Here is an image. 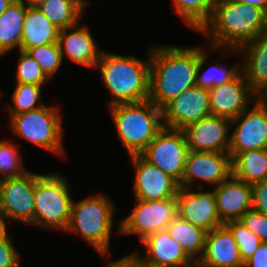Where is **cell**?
Here are the masks:
<instances>
[{
	"instance_id": "6da1fadb",
	"label": "cell",
	"mask_w": 267,
	"mask_h": 267,
	"mask_svg": "<svg viewBox=\"0 0 267 267\" xmlns=\"http://www.w3.org/2000/svg\"><path fill=\"white\" fill-rule=\"evenodd\" d=\"M198 62V46H152L149 100L162 109L186 89L195 86Z\"/></svg>"
},
{
	"instance_id": "7a4b0ae2",
	"label": "cell",
	"mask_w": 267,
	"mask_h": 267,
	"mask_svg": "<svg viewBox=\"0 0 267 267\" xmlns=\"http://www.w3.org/2000/svg\"><path fill=\"white\" fill-rule=\"evenodd\" d=\"M267 30V13L238 0H216L210 20L199 32L209 37V48L236 52Z\"/></svg>"
},
{
	"instance_id": "3957f363",
	"label": "cell",
	"mask_w": 267,
	"mask_h": 267,
	"mask_svg": "<svg viewBox=\"0 0 267 267\" xmlns=\"http://www.w3.org/2000/svg\"><path fill=\"white\" fill-rule=\"evenodd\" d=\"M147 60L133 55L102 51L95 68L100 69L103 83L112 94L108 107L149 99L150 50Z\"/></svg>"
},
{
	"instance_id": "277c9868",
	"label": "cell",
	"mask_w": 267,
	"mask_h": 267,
	"mask_svg": "<svg viewBox=\"0 0 267 267\" xmlns=\"http://www.w3.org/2000/svg\"><path fill=\"white\" fill-rule=\"evenodd\" d=\"M108 108L119 140L129 156L140 155L164 127L162 109L149 99Z\"/></svg>"
},
{
	"instance_id": "5b68a950",
	"label": "cell",
	"mask_w": 267,
	"mask_h": 267,
	"mask_svg": "<svg viewBox=\"0 0 267 267\" xmlns=\"http://www.w3.org/2000/svg\"><path fill=\"white\" fill-rule=\"evenodd\" d=\"M114 212L112 201L101 193L76 202L72 200L70 220L65 231L79 233L103 257L110 250Z\"/></svg>"
},
{
	"instance_id": "8992f818",
	"label": "cell",
	"mask_w": 267,
	"mask_h": 267,
	"mask_svg": "<svg viewBox=\"0 0 267 267\" xmlns=\"http://www.w3.org/2000/svg\"><path fill=\"white\" fill-rule=\"evenodd\" d=\"M70 185L58 173L43 174L35 184V226L65 231L70 220Z\"/></svg>"
},
{
	"instance_id": "52a82bcc",
	"label": "cell",
	"mask_w": 267,
	"mask_h": 267,
	"mask_svg": "<svg viewBox=\"0 0 267 267\" xmlns=\"http://www.w3.org/2000/svg\"><path fill=\"white\" fill-rule=\"evenodd\" d=\"M11 131L33 145L64 155L61 113L57 107L42 106L9 118Z\"/></svg>"
},
{
	"instance_id": "ba28073f",
	"label": "cell",
	"mask_w": 267,
	"mask_h": 267,
	"mask_svg": "<svg viewBox=\"0 0 267 267\" xmlns=\"http://www.w3.org/2000/svg\"><path fill=\"white\" fill-rule=\"evenodd\" d=\"M42 175L28 171L0 181V215L5 226L9 220L35 225V184Z\"/></svg>"
},
{
	"instance_id": "9c48e42d",
	"label": "cell",
	"mask_w": 267,
	"mask_h": 267,
	"mask_svg": "<svg viewBox=\"0 0 267 267\" xmlns=\"http://www.w3.org/2000/svg\"><path fill=\"white\" fill-rule=\"evenodd\" d=\"M132 212L120 221L116 233L135 234L143 240L149 234L166 230L178 215L177 199L136 200Z\"/></svg>"
},
{
	"instance_id": "30bf717a",
	"label": "cell",
	"mask_w": 267,
	"mask_h": 267,
	"mask_svg": "<svg viewBox=\"0 0 267 267\" xmlns=\"http://www.w3.org/2000/svg\"><path fill=\"white\" fill-rule=\"evenodd\" d=\"M188 151L182 130L163 127L140 155L181 184Z\"/></svg>"
},
{
	"instance_id": "8fae6325",
	"label": "cell",
	"mask_w": 267,
	"mask_h": 267,
	"mask_svg": "<svg viewBox=\"0 0 267 267\" xmlns=\"http://www.w3.org/2000/svg\"><path fill=\"white\" fill-rule=\"evenodd\" d=\"M248 108L238 117L231 120L236 126L230 134L229 155L233 159L237 154L252 149H267V100H253Z\"/></svg>"
},
{
	"instance_id": "7c38bea8",
	"label": "cell",
	"mask_w": 267,
	"mask_h": 267,
	"mask_svg": "<svg viewBox=\"0 0 267 267\" xmlns=\"http://www.w3.org/2000/svg\"><path fill=\"white\" fill-rule=\"evenodd\" d=\"M211 115L209 89L192 86L162 108L163 126L181 130Z\"/></svg>"
},
{
	"instance_id": "4fadbf2b",
	"label": "cell",
	"mask_w": 267,
	"mask_h": 267,
	"mask_svg": "<svg viewBox=\"0 0 267 267\" xmlns=\"http://www.w3.org/2000/svg\"><path fill=\"white\" fill-rule=\"evenodd\" d=\"M231 119L207 116L182 128L189 151L228 153Z\"/></svg>"
},
{
	"instance_id": "5bb4252c",
	"label": "cell",
	"mask_w": 267,
	"mask_h": 267,
	"mask_svg": "<svg viewBox=\"0 0 267 267\" xmlns=\"http://www.w3.org/2000/svg\"><path fill=\"white\" fill-rule=\"evenodd\" d=\"M231 175L232 158L229 153L188 151L180 187L193 189L196 179L217 186Z\"/></svg>"
},
{
	"instance_id": "9a60e30c",
	"label": "cell",
	"mask_w": 267,
	"mask_h": 267,
	"mask_svg": "<svg viewBox=\"0 0 267 267\" xmlns=\"http://www.w3.org/2000/svg\"><path fill=\"white\" fill-rule=\"evenodd\" d=\"M135 169V200H161L176 198L180 184L171 176L150 164L141 155H131Z\"/></svg>"
},
{
	"instance_id": "2e32d148",
	"label": "cell",
	"mask_w": 267,
	"mask_h": 267,
	"mask_svg": "<svg viewBox=\"0 0 267 267\" xmlns=\"http://www.w3.org/2000/svg\"><path fill=\"white\" fill-rule=\"evenodd\" d=\"M203 185H197L199 191L179 188L177 194L178 216L206 232L223 225L218 215L215 195L212 191H200Z\"/></svg>"
},
{
	"instance_id": "e0dca14e",
	"label": "cell",
	"mask_w": 267,
	"mask_h": 267,
	"mask_svg": "<svg viewBox=\"0 0 267 267\" xmlns=\"http://www.w3.org/2000/svg\"><path fill=\"white\" fill-rule=\"evenodd\" d=\"M258 98L241 71L233 80L209 89L211 115L232 120L248 109L249 102Z\"/></svg>"
},
{
	"instance_id": "ac0fdd59",
	"label": "cell",
	"mask_w": 267,
	"mask_h": 267,
	"mask_svg": "<svg viewBox=\"0 0 267 267\" xmlns=\"http://www.w3.org/2000/svg\"><path fill=\"white\" fill-rule=\"evenodd\" d=\"M140 243L147 249L146 255L142 257L137 251L132 253L148 267H196L167 230L149 234Z\"/></svg>"
},
{
	"instance_id": "d6986e66",
	"label": "cell",
	"mask_w": 267,
	"mask_h": 267,
	"mask_svg": "<svg viewBox=\"0 0 267 267\" xmlns=\"http://www.w3.org/2000/svg\"><path fill=\"white\" fill-rule=\"evenodd\" d=\"M196 267H244L238 245L225 224L206 233L204 252Z\"/></svg>"
},
{
	"instance_id": "ffe728a7",
	"label": "cell",
	"mask_w": 267,
	"mask_h": 267,
	"mask_svg": "<svg viewBox=\"0 0 267 267\" xmlns=\"http://www.w3.org/2000/svg\"><path fill=\"white\" fill-rule=\"evenodd\" d=\"M214 187L217 211L223 224L239 220L248 210L252 209L251 184L231 175L227 180Z\"/></svg>"
},
{
	"instance_id": "44dd1931",
	"label": "cell",
	"mask_w": 267,
	"mask_h": 267,
	"mask_svg": "<svg viewBox=\"0 0 267 267\" xmlns=\"http://www.w3.org/2000/svg\"><path fill=\"white\" fill-rule=\"evenodd\" d=\"M58 44L62 58L67 55L72 62L88 68L96 67L103 51L96 46L89 28L80 26V22L60 30Z\"/></svg>"
},
{
	"instance_id": "7402d4cb",
	"label": "cell",
	"mask_w": 267,
	"mask_h": 267,
	"mask_svg": "<svg viewBox=\"0 0 267 267\" xmlns=\"http://www.w3.org/2000/svg\"><path fill=\"white\" fill-rule=\"evenodd\" d=\"M243 53L241 71L251 90L259 97L267 96V30L238 49Z\"/></svg>"
},
{
	"instance_id": "603a6c76",
	"label": "cell",
	"mask_w": 267,
	"mask_h": 267,
	"mask_svg": "<svg viewBox=\"0 0 267 267\" xmlns=\"http://www.w3.org/2000/svg\"><path fill=\"white\" fill-rule=\"evenodd\" d=\"M57 28L38 8H27L23 21L20 50L58 42Z\"/></svg>"
},
{
	"instance_id": "cb8c5ba5",
	"label": "cell",
	"mask_w": 267,
	"mask_h": 267,
	"mask_svg": "<svg viewBox=\"0 0 267 267\" xmlns=\"http://www.w3.org/2000/svg\"><path fill=\"white\" fill-rule=\"evenodd\" d=\"M26 10V6L18 0H14L0 15V57L15 48L20 50Z\"/></svg>"
},
{
	"instance_id": "d4e9b609",
	"label": "cell",
	"mask_w": 267,
	"mask_h": 267,
	"mask_svg": "<svg viewBox=\"0 0 267 267\" xmlns=\"http://www.w3.org/2000/svg\"><path fill=\"white\" fill-rule=\"evenodd\" d=\"M232 175L248 184L267 180V149H252L232 159Z\"/></svg>"
},
{
	"instance_id": "484cf974",
	"label": "cell",
	"mask_w": 267,
	"mask_h": 267,
	"mask_svg": "<svg viewBox=\"0 0 267 267\" xmlns=\"http://www.w3.org/2000/svg\"><path fill=\"white\" fill-rule=\"evenodd\" d=\"M166 230L176 242L181 244L186 254L197 263L204 252L207 232L201 227L181 219L178 215L167 226Z\"/></svg>"
},
{
	"instance_id": "4316f807",
	"label": "cell",
	"mask_w": 267,
	"mask_h": 267,
	"mask_svg": "<svg viewBox=\"0 0 267 267\" xmlns=\"http://www.w3.org/2000/svg\"><path fill=\"white\" fill-rule=\"evenodd\" d=\"M87 0H47L38 9L60 30L80 22Z\"/></svg>"
},
{
	"instance_id": "83f0119b",
	"label": "cell",
	"mask_w": 267,
	"mask_h": 267,
	"mask_svg": "<svg viewBox=\"0 0 267 267\" xmlns=\"http://www.w3.org/2000/svg\"><path fill=\"white\" fill-rule=\"evenodd\" d=\"M216 0H173L175 12L188 27L199 32L210 20Z\"/></svg>"
},
{
	"instance_id": "f1b7e54d",
	"label": "cell",
	"mask_w": 267,
	"mask_h": 267,
	"mask_svg": "<svg viewBox=\"0 0 267 267\" xmlns=\"http://www.w3.org/2000/svg\"><path fill=\"white\" fill-rule=\"evenodd\" d=\"M205 49L206 48L199 47V62L196 72V85L198 87L210 89L213 86L221 85L233 80L241 72V62L231 68L228 67V69L221 63L212 64L207 70L201 71L208 54Z\"/></svg>"
},
{
	"instance_id": "f546056e",
	"label": "cell",
	"mask_w": 267,
	"mask_h": 267,
	"mask_svg": "<svg viewBox=\"0 0 267 267\" xmlns=\"http://www.w3.org/2000/svg\"><path fill=\"white\" fill-rule=\"evenodd\" d=\"M16 85L12 94L13 105L5 102L9 108V118L13 115L29 112L45 105L43 100H40L43 85L28 83H16Z\"/></svg>"
},
{
	"instance_id": "4dcf8cb0",
	"label": "cell",
	"mask_w": 267,
	"mask_h": 267,
	"mask_svg": "<svg viewBox=\"0 0 267 267\" xmlns=\"http://www.w3.org/2000/svg\"><path fill=\"white\" fill-rule=\"evenodd\" d=\"M6 139L0 140V180L5 178L19 177L28 170L24 169V162L18 146Z\"/></svg>"
},
{
	"instance_id": "1f68e13d",
	"label": "cell",
	"mask_w": 267,
	"mask_h": 267,
	"mask_svg": "<svg viewBox=\"0 0 267 267\" xmlns=\"http://www.w3.org/2000/svg\"><path fill=\"white\" fill-rule=\"evenodd\" d=\"M26 52L41 66L49 80L57 73L63 62L58 42L29 48Z\"/></svg>"
},
{
	"instance_id": "d6a6232c",
	"label": "cell",
	"mask_w": 267,
	"mask_h": 267,
	"mask_svg": "<svg viewBox=\"0 0 267 267\" xmlns=\"http://www.w3.org/2000/svg\"><path fill=\"white\" fill-rule=\"evenodd\" d=\"M19 54L14 83L44 85L49 78L44 74L41 66L26 51L19 50Z\"/></svg>"
},
{
	"instance_id": "836d02e7",
	"label": "cell",
	"mask_w": 267,
	"mask_h": 267,
	"mask_svg": "<svg viewBox=\"0 0 267 267\" xmlns=\"http://www.w3.org/2000/svg\"><path fill=\"white\" fill-rule=\"evenodd\" d=\"M225 225L232 232L244 263L254 254L262 241L239 220L228 221Z\"/></svg>"
},
{
	"instance_id": "e575fe53",
	"label": "cell",
	"mask_w": 267,
	"mask_h": 267,
	"mask_svg": "<svg viewBox=\"0 0 267 267\" xmlns=\"http://www.w3.org/2000/svg\"><path fill=\"white\" fill-rule=\"evenodd\" d=\"M239 221L262 242L267 243V216L254 209H250L239 219Z\"/></svg>"
},
{
	"instance_id": "d590c367",
	"label": "cell",
	"mask_w": 267,
	"mask_h": 267,
	"mask_svg": "<svg viewBox=\"0 0 267 267\" xmlns=\"http://www.w3.org/2000/svg\"><path fill=\"white\" fill-rule=\"evenodd\" d=\"M7 228L0 233V267H20L19 254L13 245Z\"/></svg>"
},
{
	"instance_id": "8d00e7d4",
	"label": "cell",
	"mask_w": 267,
	"mask_h": 267,
	"mask_svg": "<svg viewBox=\"0 0 267 267\" xmlns=\"http://www.w3.org/2000/svg\"><path fill=\"white\" fill-rule=\"evenodd\" d=\"M252 209L267 216V180L251 185Z\"/></svg>"
},
{
	"instance_id": "74e56055",
	"label": "cell",
	"mask_w": 267,
	"mask_h": 267,
	"mask_svg": "<svg viewBox=\"0 0 267 267\" xmlns=\"http://www.w3.org/2000/svg\"><path fill=\"white\" fill-rule=\"evenodd\" d=\"M244 267H267L266 242H262L254 254L244 262Z\"/></svg>"
},
{
	"instance_id": "f35d334b",
	"label": "cell",
	"mask_w": 267,
	"mask_h": 267,
	"mask_svg": "<svg viewBox=\"0 0 267 267\" xmlns=\"http://www.w3.org/2000/svg\"><path fill=\"white\" fill-rule=\"evenodd\" d=\"M106 267H148L143 264L133 253L118 260L109 261Z\"/></svg>"
},
{
	"instance_id": "ab89813d",
	"label": "cell",
	"mask_w": 267,
	"mask_h": 267,
	"mask_svg": "<svg viewBox=\"0 0 267 267\" xmlns=\"http://www.w3.org/2000/svg\"><path fill=\"white\" fill-rule=\"evenodd\" d=\"M241 3H245L248 5H254L259 8H262L267 13V0H238Z\"/></svg>"
},
{
	"instance_id": "60d3db41",
	"label": "cell",
	"mask_w": 267,
	"mask_h": 267,
	"mask_svg": "<svg viewBox=\"0 0 267 267\" xmlns=\"http://www.w3.org/2000/svg\"><path fill=\"white\" fill-rule=\"evenodd\" d=\"M27 8H39L47 0H18Z\"/></svg>"
},
{
	"instance_id": "b9f144b4",
	"label": "cell",
	"mask_w": 267,
	"mask_h": 267,
	"mask_svg": "<svg viewBox=\"0 0 267 267\" xmlns=\"http://www.w3.org/2000/svg\"><path fill=\"white\" fill-rule=\"evenodd\" d=\"M14 2V0H0V15Z\"/></svg>"
},
{
	"instance_id": "7bdbcfd3",
	"label": "cell",
	"mask_w": 267,
	"mask_h": 267,
	"mask_svg": "<svg viewBox=\"0 0 267 267\" xmlns=\"http://www.w3.org/2000/svg\"><path fill=\"white\" fill-rule=\"evenodd\" d=\"M6 229V226L4 225L1 215H0V233L3 232Z\"/></svg>"
}]
</instances>
